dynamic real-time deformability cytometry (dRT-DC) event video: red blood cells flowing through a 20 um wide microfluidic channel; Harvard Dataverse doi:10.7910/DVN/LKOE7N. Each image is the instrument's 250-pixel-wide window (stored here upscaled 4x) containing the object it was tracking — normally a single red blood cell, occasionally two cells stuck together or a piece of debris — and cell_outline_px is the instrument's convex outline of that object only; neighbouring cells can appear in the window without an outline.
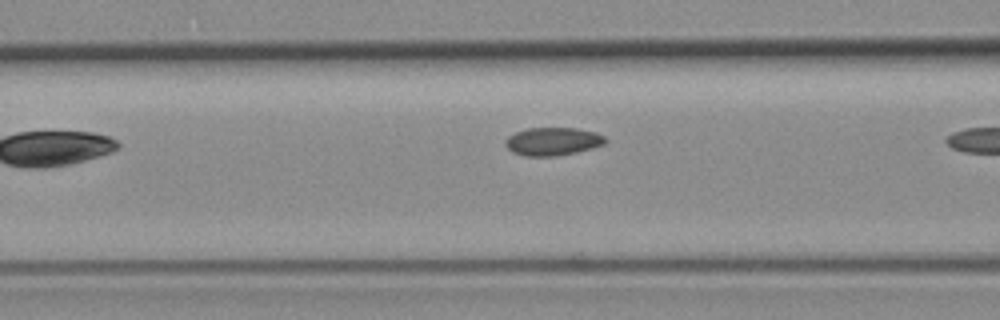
{"species": "common noctule bat (a hibernating species)", "species_latin": "Nyctalus noctula", "temperature_condition": "room temperature", "stored_images_in_passage": 6, "camera_frame_rate_fps": 3000, "um_per_image_px": 0.085, "animal": {"sex": "female", "body_mass_g": 19.3, "forearm_length_mm": 54.1}, "frame": {"image": 1, "passage_image": 5, "time_ms": 1.333, "image_size_px": [1000, 320], "cell_outline_px": [[608, 140], [604, 144], [592, 148], [576, 152], [556, 156], [524, 156], [512, 152], [504, 144], [504, 140], [508, 136], [516, 132], [528, 128], [576, 128], [596, 132], [604, 136]], "centroid_in_image_um": [46.98, 12.02], "position_along_channel_um": 119.6, "area_um2": 16.42}}